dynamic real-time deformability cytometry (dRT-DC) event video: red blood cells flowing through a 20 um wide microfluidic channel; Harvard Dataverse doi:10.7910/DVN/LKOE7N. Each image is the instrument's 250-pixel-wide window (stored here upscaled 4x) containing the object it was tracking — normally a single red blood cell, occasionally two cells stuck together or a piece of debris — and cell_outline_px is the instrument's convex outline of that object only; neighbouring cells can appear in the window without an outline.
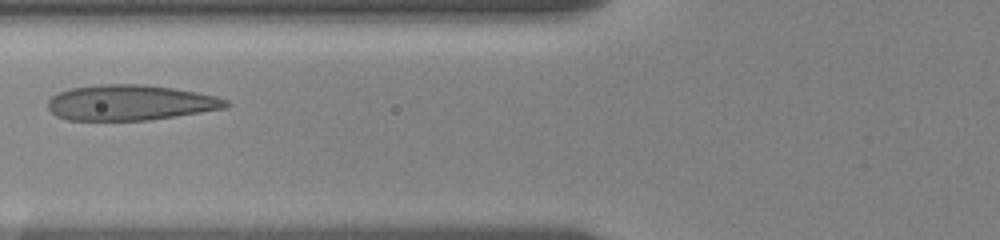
{"species": "human", "species_latin": "Homo sapiens", "temperature_condition": "room temperature", "stored_images_in_passage": 9, "camera_frame_rate_fps": 3000, "um_per_image_px": 0.085, "donor": {"sex": "female"}, "frame": {"image": 1, "passage_image": 6, "time_ms": 3.667, "image_size_px": [1000, 240], "cell_outline_px": [[232, 104], [228, 108], [176, 116], [148, 120], [68, 120], [56, 116], [48, 108], [48, 100], [52, 96], [68, 88], [100, 84], [144, 84], [172, 88], [196, 92], [216, 96], [228, 100]], "centroid_in_image_um": [11.09, 8.72], "position_along_channel_um": 114.7, "area_um2": 36.99}}
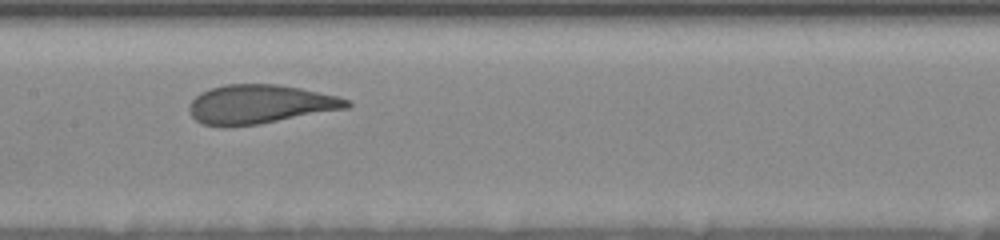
{"frame": {"image": 2, "passage_image": 8, "time_ms": 5.667, "image_size_px": [1000, 240], "cell_outline_px": [[352, 104], [348, 108], [260, 124], [224, 128], [200, 124], [192, 116], [188, 108], [188, 104], [200, 92], [224, 84], [276, 84], [300, 88], [336, 96], [352, 100]], "centroid_in_image_um": [22.06, 8.88], "position_along_channel_um": 185.3, "area_um2": 36.13}}
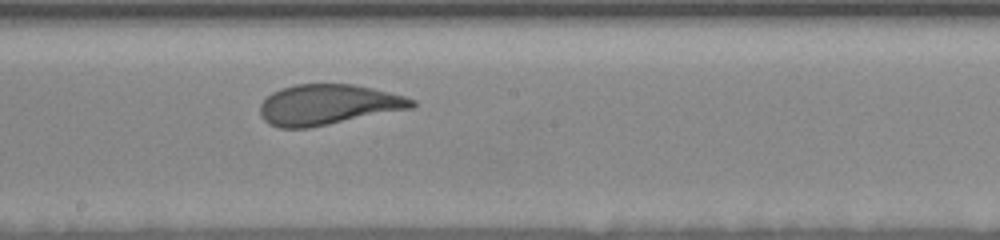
{"frame": {"image": 3, "passage_image": 9, "time_ms": 6.667, "image_size_px": [1000, 240], "cell_outline_px": [[416, 104], [412, 108], [308, 128], [280, 128], [268, 124], [260, 116], [260, 104], [272, 92], [280, 88], [296, 84], [352, 84], [372, 88], [404, 96], [416, 100]], "centroid_in_image_um": [27.85, 8.9], "position_along_channel_um": 220.3, "area_um2": 35.66}}